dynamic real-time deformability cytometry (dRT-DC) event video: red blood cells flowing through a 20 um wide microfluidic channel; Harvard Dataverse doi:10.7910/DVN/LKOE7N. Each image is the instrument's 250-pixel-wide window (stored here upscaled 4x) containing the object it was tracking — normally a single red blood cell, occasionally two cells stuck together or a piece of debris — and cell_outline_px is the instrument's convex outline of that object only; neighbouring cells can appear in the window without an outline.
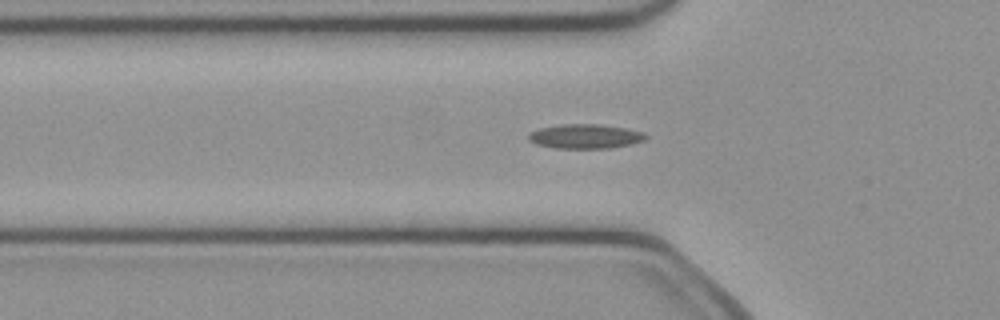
{"species": "common noctule bat (a hibernating species)", "species_latin": "Nyctalus noctula", "temperature_condition": "cold", "stored_images_in_passage": 32, "camera_frame_rate_fps": 3000, "um_per_image_px": 0.085, "animal": {"sex": "female", "body_mass_g": 21.9}, "frame": {"image": 1, "passage_image": 4, "time_ms": 1.0, "image_size_px": [1000, 320], "cell_outline_px": [[648, 136], [644, 140], [632, 144], [608, 148], [556, 148], [536, 144], [528, 140], [528, 132], [540, 128], [564, 124], [600, 124], [624, 128], [644, 132]], "centroid_in_image_um": [49.73, 11.59], "position_along_channel_um": 76.1, "area_um2": 16.65}}
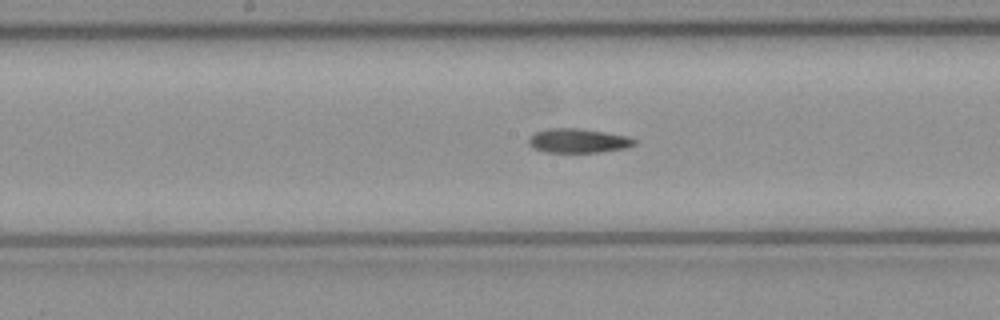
{"frame": {"image": 2, "passage_image": 13, "time_ms": 4.0, "image_size_px": [1000, 320], "cell_outline_px": [[636, 144], [628, 148], [600, 152], [544, 152], [532, 148], [528, 144], [528, 140], [536, 132], [548, 128], [576, 128], [604, 132], [628, 136], [636, 140]], "centroid_in_image_um": [49.15, 11.97], "position_along_channel_um": 199.0, "area_um2": 14.97}}
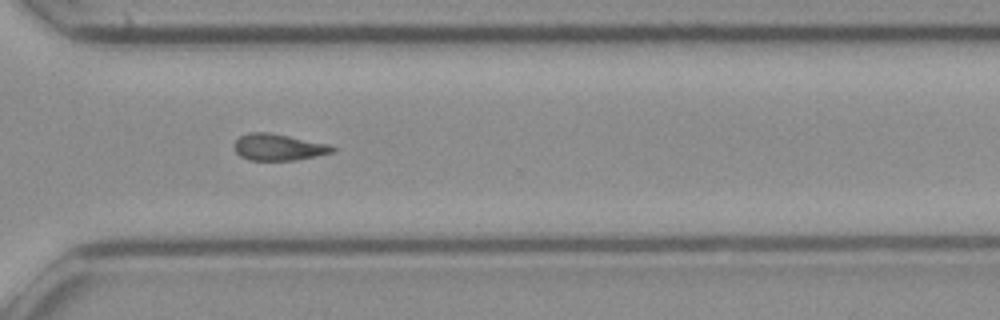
{"frame": {"image": 3, "passage_image": 24, "time_ms": 7.667, "image_size_px": [1000, 320], "cell_outline_px": [[336, 152], [296, 160], [248, 160], [240, 156], [232, 148], [232, 144], [240, 136], [248, 132], [268, 132], [328, 144], [336, 148]], "centroid_in_image_um": [23.63, 12.51], "position_along_channel_um": 347.0, "area_um2": 15.32}, "authors_computed_cell_mechanics": {"area_um2": 15.4904, "velocity_mm_per_s": 4.0453, "shape_relaxation_time_tau1_ms": null, "shape_relaxation_time_tau2_ms": 2.6483, "deformation_change_tau1": null, "deformation_change_tau2": 0.0954}}